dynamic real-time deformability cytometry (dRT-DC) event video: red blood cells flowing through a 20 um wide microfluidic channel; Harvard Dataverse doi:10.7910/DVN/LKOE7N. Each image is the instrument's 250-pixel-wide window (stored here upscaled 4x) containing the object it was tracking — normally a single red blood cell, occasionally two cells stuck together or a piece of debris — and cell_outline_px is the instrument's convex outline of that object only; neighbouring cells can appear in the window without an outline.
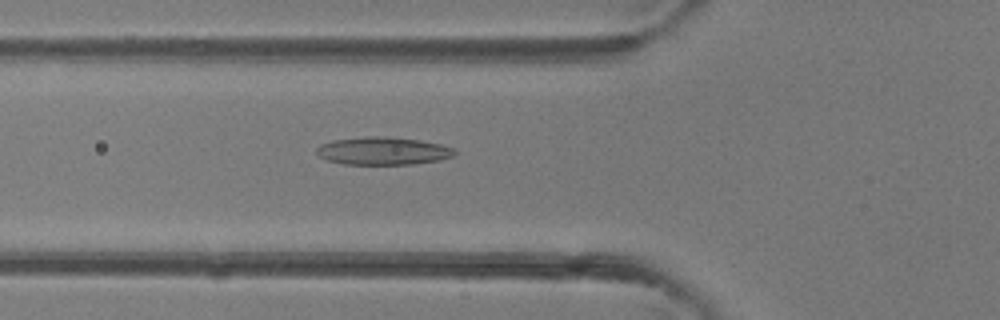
{"species": "common noctule bat (a hibernating species)", "species_latin": "Nyctalus noctula", "temperature_condition": "room temperature", "stored_images_in_passage": 42, "camera_frame_rate_fps": 3000, "um_per_image_px": 0.085, "animal": {"sex": "female"}, "frame": {"image": 1, "passage_image": 15, "time_ms": 4.667, "image_size_px": [1000, 320], "cell_outline_px": [[456, 152], [452, 156], [436, 160], [412, 164], [344, 164], [328, 160], [320, 156], [316, 152], [316, 148], [320, 144], [332, 140], [364, 136], [384, 136], [420, 140], [440, 144], [456, 148]], "centroid_in_image_um": [32.53, 12.81], "position_along_channel_um": 93.3, "area_um2": 22.31}}
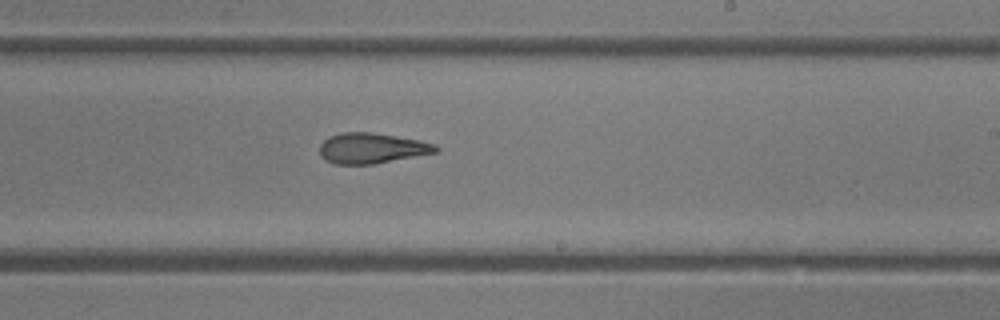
{"frame": {"image": 2, "passage_image": 25, "time_ms": 8.0, "image_size_px": [1000, 320], "cell_outline_px": [[440, 148], [436, 152], [372, 164], [336, 164], [324, 160], [320, 156], [320, 144], [328, 136], [340, 132], [372, 132], [420, 140], [436, 144]], "centroid_in_image_um": [31.56, 12.58], "position_along_channel_um": 257.4, "area_um2": 20.63}}
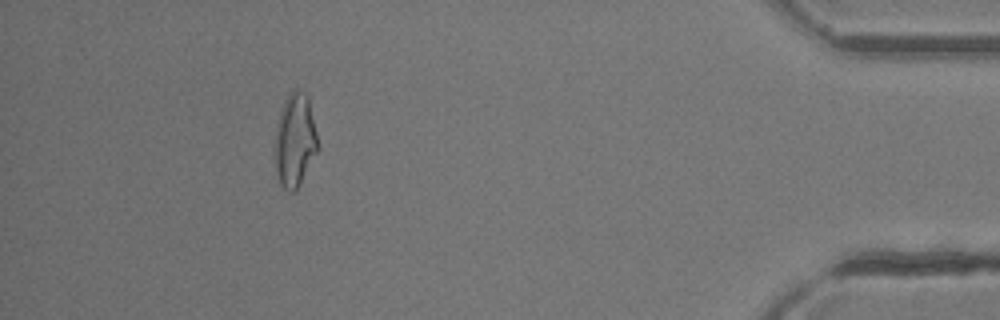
{"frame": {"image": 3, "passage_image": 38, "time_ms": 12.333, "image_size_px": [1000, 320], "cell_outline_px": [[320, 148], [296, 188], [292, 192], [288, 192], [280, 184], [276, 176], [276, 128], [280, 108], [284, 100], [292, 88], [296, 88], [304, 92], [308, 96]], "centroid_in_image_um": [25.08, 11.87], "position_along_channel_um": 410.1, "area_um2": 23.35}}